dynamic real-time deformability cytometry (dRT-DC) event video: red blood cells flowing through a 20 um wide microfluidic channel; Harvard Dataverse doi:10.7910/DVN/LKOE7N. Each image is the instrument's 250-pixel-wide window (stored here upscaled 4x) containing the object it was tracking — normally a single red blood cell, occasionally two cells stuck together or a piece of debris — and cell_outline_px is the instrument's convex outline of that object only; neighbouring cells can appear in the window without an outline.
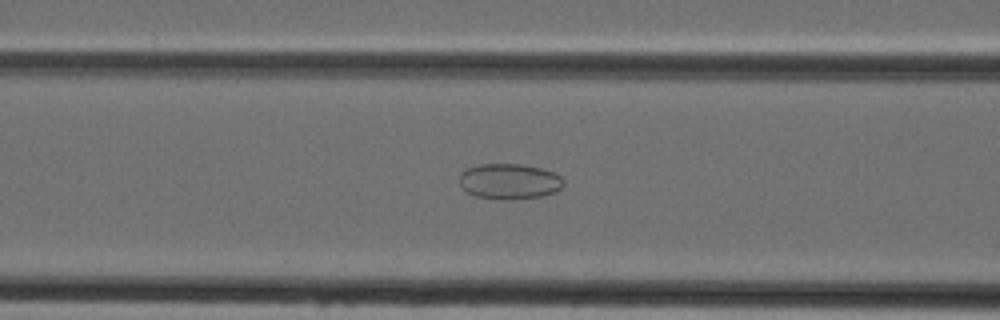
{"species": "Egyptian fruit bat (a non-hibernating species)", "species_latin": "Rousettus aegyptiacus", "temperature_condition": "cold", "stored_images_in_passage": 35, "camera_frame_rate_fps": 3000, "um_per_image_px": 0.085, "animal": {"sex": "female"}, "frame": {"image": 1, "passage_image": 15, "time_ms": 4.667, "image_size_px": [1000, 320], "cell_outline_px": [[564, 184], [556, 192], [540, 196], [512, 200], [476, 196], [468, 192], [460, 184], [460, 172], [468, 168], [480, 164], [520, 164], [540, 168], [552, 172], [560, 176], [564, 180]], "centroid_in_image_um": [43.31, 15.41], "position_along_channel_um": 123.3, "area_um2": 21.39}}
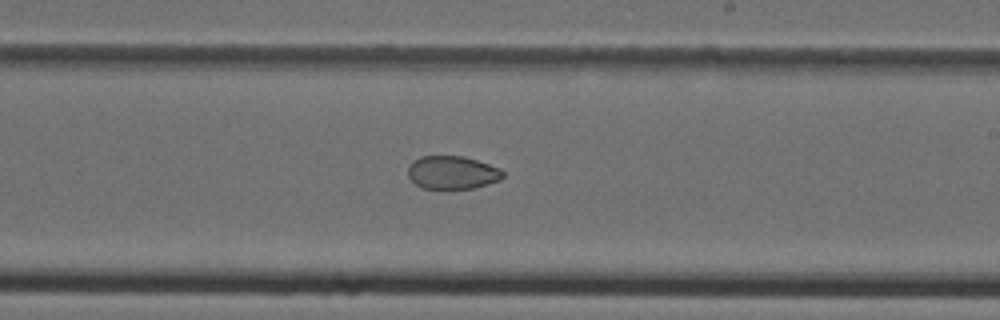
{"frame": {"image": 2, "passage_image": 24, "time_ms": 7.667, "image_size_px": [1000, 320], "cell_outline_px": [[504, 176], [500, 180], [472, 188], [420, 188], [408, 176], [408, 164], [412, 160], [420, 156], [464, 156], [500, 168], [504, 172]], "centroid_in_image_um": [38.42, 14.65], "position_along_channel_um": 250.6, "area_um2": 18.32}}
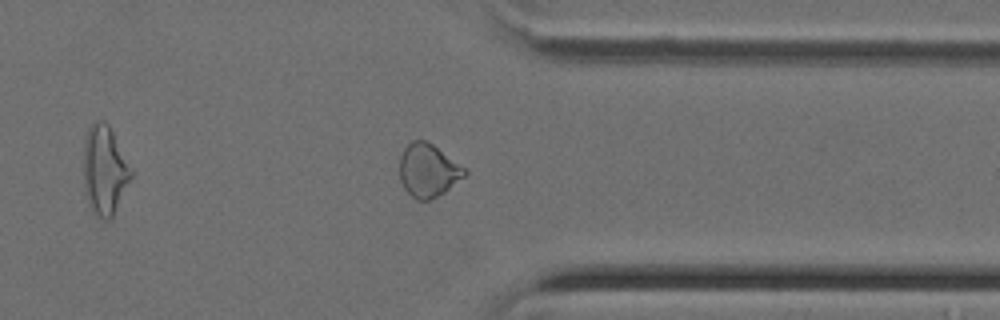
{"frame": {"image": 3, "passage_image": 33, "time_ms": 10.667, "image_size_px": [1000, 320], "cell_outline_px": [[468, 172], [464, 176], [444, 192], [428, 200], [416, 200], [404, 188], [400, 180], [400, 156], [404, 148], [412, 140], [424, 140], [432, 144], [464, 168]], "centroid_in_image_um": [36.35, 14.49], "position_along_channel_um": 375.0, "area_um2": 19.71}}